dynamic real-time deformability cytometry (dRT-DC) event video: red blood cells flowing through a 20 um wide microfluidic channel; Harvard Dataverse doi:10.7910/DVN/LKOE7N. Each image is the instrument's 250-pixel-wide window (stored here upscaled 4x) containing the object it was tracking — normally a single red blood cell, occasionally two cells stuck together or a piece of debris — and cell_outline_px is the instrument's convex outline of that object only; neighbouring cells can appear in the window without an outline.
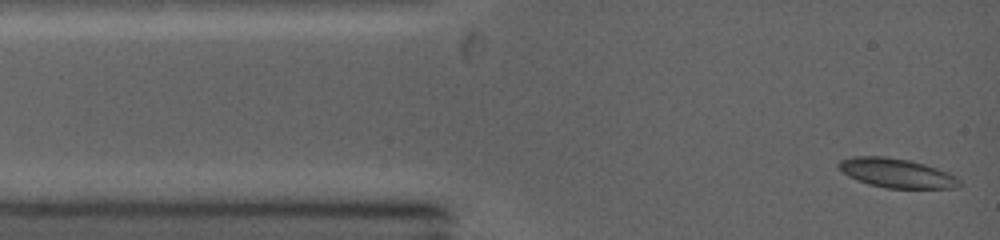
{"species": "common noctule bat (a hibernating species)", "species_latin": "Nyctalus noctula", "temperature_condition": "warm", "stored_images_in_passage": 8, "camera_frame_rate_fps": 5000, "um_per_image_px": 0.085, "animal": {"sex": "female", "body_mass_g": 19.0, "forearm_length_mm": 53.3}, "frame": {"image": 1, "passage_image": 1, "time_ms": 0.0, "image_size_px": [1000, 240], "cell_outline_px": [[960, 188], [888, 188], [868, 184], [856, 180], [848, 176], [836, 164], [840, 160], [852, 156], [888, 156], [908, 160], [924, 164], [948, 172], [956, 176], [960, 180]], "centroid_in_image_um": [76.21, 14.71], "position_along_channel_um": 8.8, "area_um2": 20.63}}
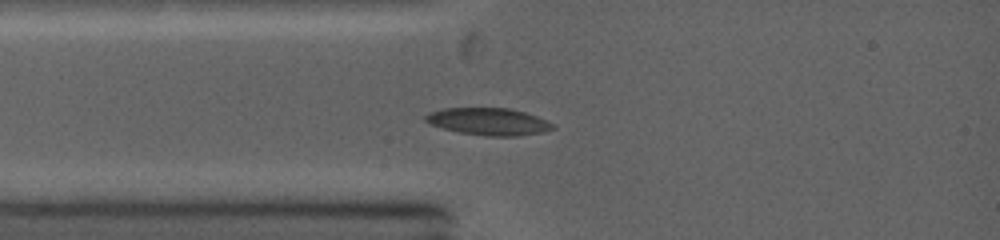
{"frame": {"image": 2, "passage_image": 5, "time_ms": 2.0, "image_size_px": [1000, 240], "cell_outline_px": [[556, 128], [544, 132], [516, 136], [488, 136], [460, 132], [444, 128], [432, 124], [424, 120], [424, 116], [432, 112], [444, 108], [512, 108], [548, 120], [556, 124]], "centroid_in_image_um": [41.61, 10.33], "position_along_channel_um": 43.4, "area_um2": 20.11}}